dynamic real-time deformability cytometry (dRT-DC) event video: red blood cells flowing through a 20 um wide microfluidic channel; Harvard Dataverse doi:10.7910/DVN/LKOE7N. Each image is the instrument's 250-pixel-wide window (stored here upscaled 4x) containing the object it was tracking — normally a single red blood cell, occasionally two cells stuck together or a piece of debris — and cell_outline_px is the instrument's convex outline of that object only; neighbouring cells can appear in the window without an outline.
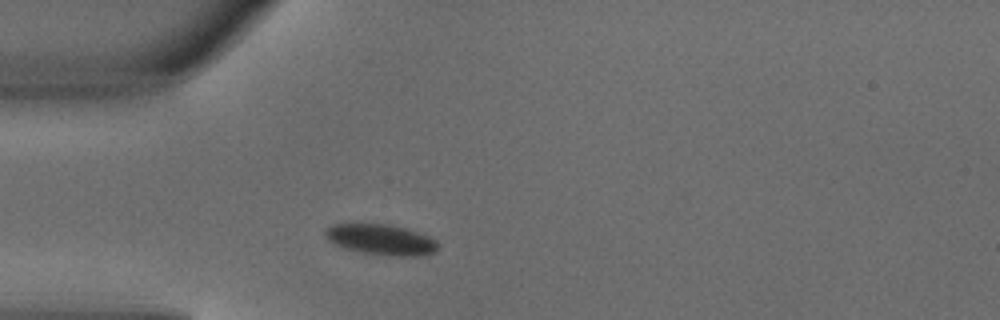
{"species": "common noctule bat (a hibernating species)", "species_latin": "Nyctalus noctula", "temperature_condition": "warm", "stored_images_in_passage": 1, "camera_frame_rate_fps": 3000, "um_per_image_px": 0.085, "animal": {"sex": "male", "body_mass_g": 18.8}, "frame": {"image": 1, "passage_image": 1, "time_ms": 0.0, "image_size_px": [1000, 320], "cell_outline_px": [[440, 244], [432, 252], [420, 256], [396, 256], [364, 252], [344, 248], [328, 240], [324, 236], [324, 232], [332, 224], [388, 224], [404, 228], [428, 236], [436, 240]], "centroid_in_image_um": [32.38, 20.36], "position_along_channel_um": 52.6, "area_um2": 19.77}}